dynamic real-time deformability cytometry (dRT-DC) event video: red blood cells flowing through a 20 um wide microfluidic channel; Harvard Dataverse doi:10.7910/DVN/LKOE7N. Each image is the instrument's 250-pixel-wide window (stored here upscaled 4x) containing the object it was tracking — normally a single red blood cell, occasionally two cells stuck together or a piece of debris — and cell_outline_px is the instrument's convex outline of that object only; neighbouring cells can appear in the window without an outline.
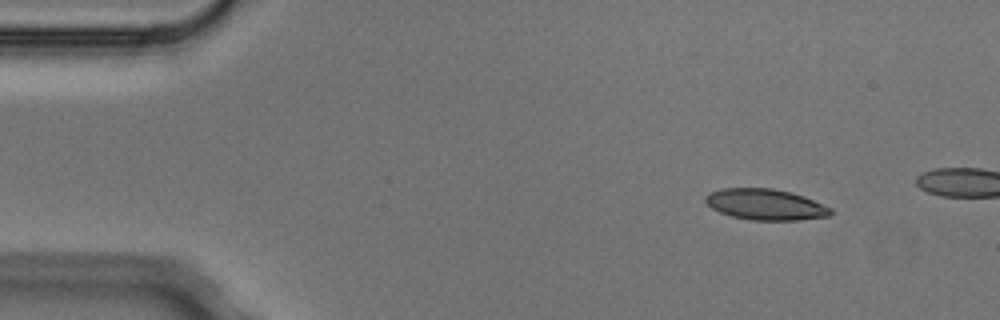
{"species": "Egyptian fruit bat (a non-hibernating species)", "species_latin": "Rousettus aegyptiacus", "temperature_condition": "cold", "stored_images_in_passage": 5, "camera_frame_rate_fps": 3000, "um_per_image_px": 0.085, "animal": {"sex": "male"}, "frame": {"image": 1, "passage_image": 2, "time_ms": 0.333, "image_size_px": [1000, 320], "cell_outline_px": [[832, 212], [828, 216], [800, 220], [748, 220], [732, 216], [720, 212], [712, 208], [704, 200], [704, 196], [712, 192], [724, 188], [772, 188], [792, 192], [804, 196], [832, 208]], "centroid_in_image_um": [65.08, 17.38], "position_along_channel_um": 19.9, "area_um2": 22.6}}